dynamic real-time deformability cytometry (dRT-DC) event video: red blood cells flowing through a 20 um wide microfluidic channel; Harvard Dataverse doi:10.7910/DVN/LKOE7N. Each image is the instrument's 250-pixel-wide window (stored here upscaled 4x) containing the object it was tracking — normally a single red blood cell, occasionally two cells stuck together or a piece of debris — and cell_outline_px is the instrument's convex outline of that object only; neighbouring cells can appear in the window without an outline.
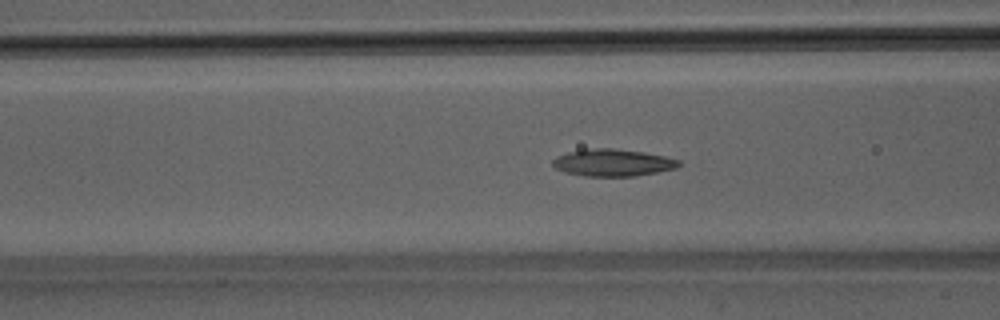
{"species": "Egyptian fruit bat (a non-hibernating species)", "species_latin": "Rousettus aegyptiacus", "temperature_condition": "room temperature", "stored_images_in_passage": 50, "camera_frame_rate_fps": 3000, "um_per_image_px": 0.085, "animal": {"sex": "male"}, "frame": {"image": 1, "passage_image": 20, "time_ms": 6.333, "image_size_px": [1000, 320], "cell_outline_px": [[680, 164], [676, 168], [636, 176], [584, 176], [564, 172], [556, 168], [552, 164], [552, 160], [556, 156], [568, 152], [592, 148], [612, 148], [644, 152], [664, 156], [680, 160]], "centroid_in_image_um": [52.07, 13.82], "position_along_channel_um": 114.5, "area_um2": 19.88}}
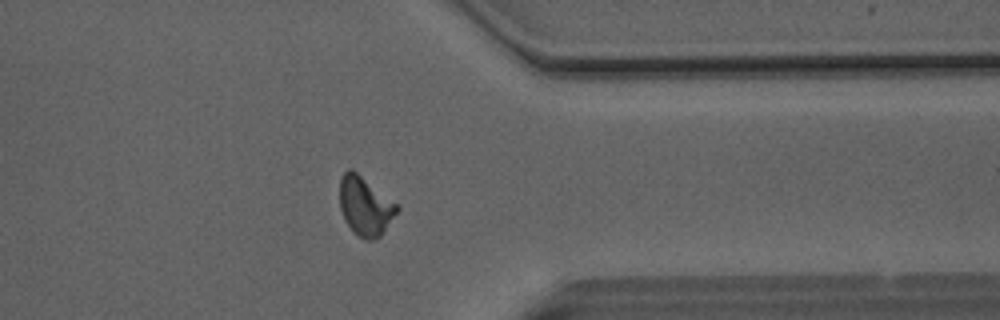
{"frame": {"image": 2, "passage_image": 40, "time_ms": 13.0, "image_size_px": [1000, 320], "cell_outline_px": [[400, 208], [380, 236], [372, 240], [364, 240], [356, 236], [344, 220], [340, 208], [340, 176], [348, 168], [352, 168], [396, 204]], "centroid_in_image_um": [31.0, 17.53], "position_along_channel_um": 380.4, "area_um2": 19.54}}
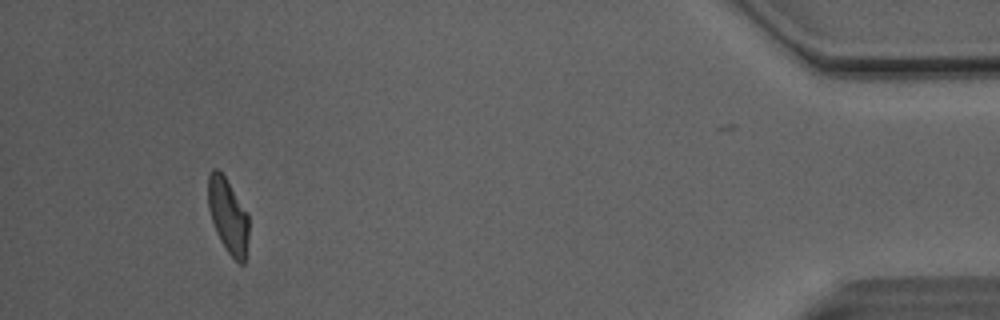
{"frame": {"image": 3, "passage_image": 47, "time_ms": 15.333, "image_size_px": [1000, 320], "cell_outline_px": [[248, 236], [244, 264], [240, 264], [228, 252], [220, 240], [216, 232], [208, 208], [208, 176], [212, 168], [216, 168], [224, 176], [248, 212]], "centroid_in_image_um": [19.38, 18.33], "position_along_channel_um": 415.8, "area_um2": 17.57}, "authors_computed_cell_mechanics": {"area_um2": 19.4208, "velocity_mm_per_s": 4.1145, "shape_relaxation_time_tau1_ms": 5.3899, "shape_relaxation_time_tau2_ms": 1.8923, "deformation_change_tau1": 0.1662, "deformation_change_tau2": 0.0908}}